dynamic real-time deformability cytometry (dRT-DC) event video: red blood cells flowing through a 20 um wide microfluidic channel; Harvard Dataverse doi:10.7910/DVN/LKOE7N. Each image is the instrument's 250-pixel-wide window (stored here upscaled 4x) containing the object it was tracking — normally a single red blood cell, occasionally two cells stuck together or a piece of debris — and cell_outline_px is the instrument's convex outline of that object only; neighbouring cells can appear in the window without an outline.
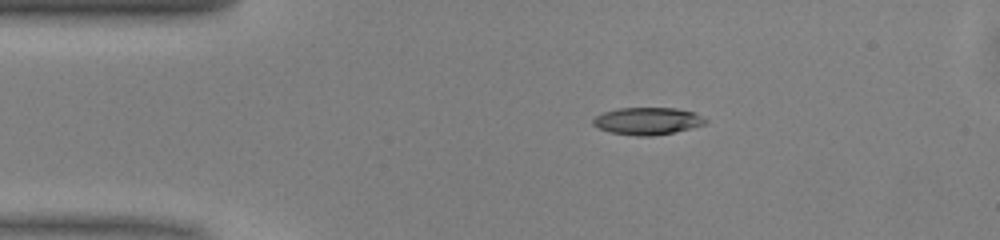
{"species": "common noctule bat (a hibernating species)", "species_latin": "Nyctalus noctula", "temperature_condition": "warm", "stored_images_in_passage": 42, "camera_frame_rate_fps": 3000, "um_per_image_px": 0.085, "animal": {"sex": "male", "body_mass_g": 13.0, "forearm_length_mm": 53.1}, "frame": {"image": 1, "passage_image": 1, "time_ms": 0.0, "image_size_px": [1000, 240], "cell_outline_px": [[708, 120], [704, 124], [672, 132], [652, 136], [636, 136], [608, 132], [596, 128], [592, 124], [592, 120], [596, 116], [604, 112], [616, 108], [676, 108], [696, 112]], "centroid_in_image_um": [54.99, 10.28], "position_along_channel_um": 30.0, "area_um2": 17.92}}
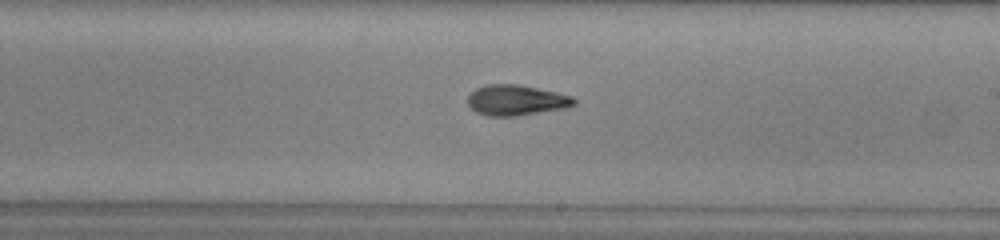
{"frame": {"image": 2, "passage_image": 20, "time_ms": 6.333, "image_size_px": [1000, 240], "cell_outline_px": [[576, 104], [568, 108], [516, 116], [488, 116], [476, 112], [468, 104], [468, 96], [476, 88], [488, 84], [516, 84], [556, 92], [572, 96], [576, 100]], "centroid_in_image_um": [43.9, 8.52], "position_along_channel_um": 245.1, "area_um2": 18.9}}
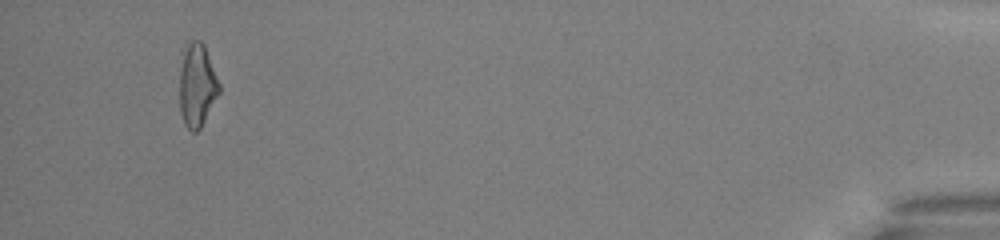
{"frame": {"image": 3, "passage_image": 39, "time_ms": 12.667, "image_size_px": [1000, 240], "cell_outline_px": [[220, 92], [200, 128], [196, 132], [192, 132], [184, 124], [180, 112], [180, 52], [192, 40], [200, 40], [204, 44], [220, 84]], "centroid_in_image_um": [16.73, 7.22], "position_along_channel_um": 418.5, "area_um2": 19.36}, "authors_computed_cell_mechanics": {"area_um2": 18.2359, "velocity_mm_per_s": 4.0752, "shape_relaxation_time_tau1_ms": 4.7365, "shape_relaxation_time_tau2_ms": 4.017, "deformation_change_tau1": 0.1763, "deformation_change_tau2": 0.1125}}